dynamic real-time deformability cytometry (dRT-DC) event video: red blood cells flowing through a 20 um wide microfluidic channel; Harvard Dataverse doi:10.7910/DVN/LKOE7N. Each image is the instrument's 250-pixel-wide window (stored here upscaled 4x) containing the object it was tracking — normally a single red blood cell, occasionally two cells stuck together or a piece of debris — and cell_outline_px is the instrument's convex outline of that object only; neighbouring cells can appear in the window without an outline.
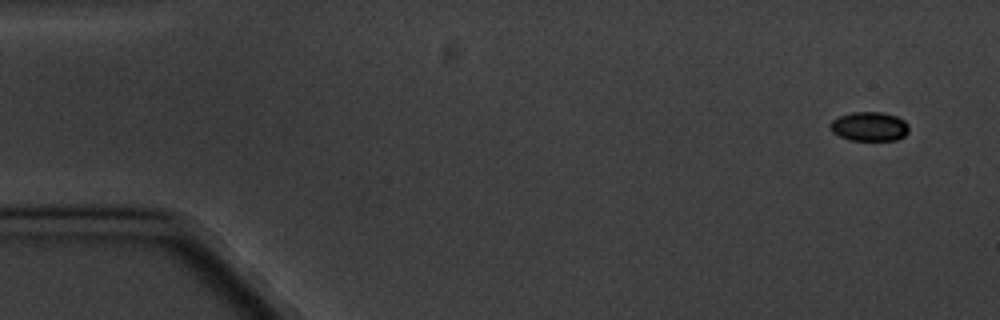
{"species": "common noctule bat (a hibernating species)", "species_latin": "Nyctalus noctula", "temperature_condition": "cold", "stored_images_in_passage": 16, "camera_frame_rate_fps": 3000, "um_per_image_px": 0.085, "animal": {"sex": "male", "body_mass_g": 20.1, "forearm_length_mm": 53.5}, "frame": {"image": 1, "passage_image": 1, "time_ms": 0.0, "image_size_px": [1000, 320], "cell_outline_px": [[908, 132], [904, 136], [896, 140], [848, 140], [832, 132], [828, 124], [832, 120], [840, 116], [852, 112], [880, 112], [896, 116], [904, 120], [908, 124]], "centroid_in_image_um": [73.88, 10.75], "position_along_channel_um": 11.1, "area_um2": 13.41}}
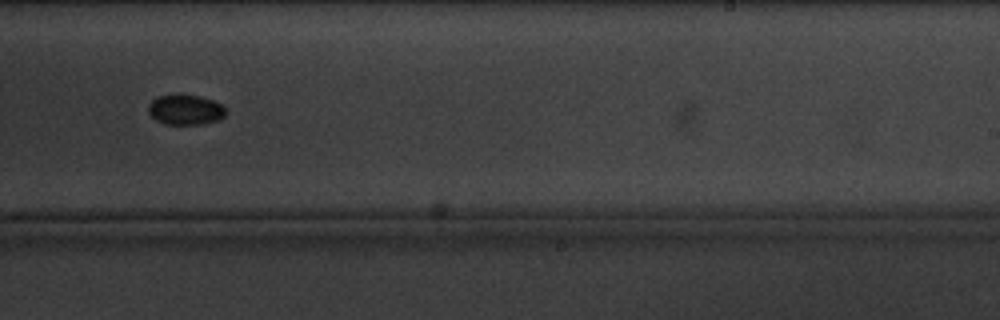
{"frame": {"image": 2, "passage_image": 10, "time_ms": 11.333, "image_size_px": [1000, 320], "cell_outline_px": [[224, 116], [220, 120], [200, 124], [164, 124], [156, 120], [148, 112], [148, 104], [152, 100], [160, 96], [176, 92], [180, 92], [200, 96], [212, 100], [220, 104], [224, 108]], "centroid_in_image_um": [15.72, 9.29], "position_along_channel_um": 273.3, "area_um2": 13.87}}
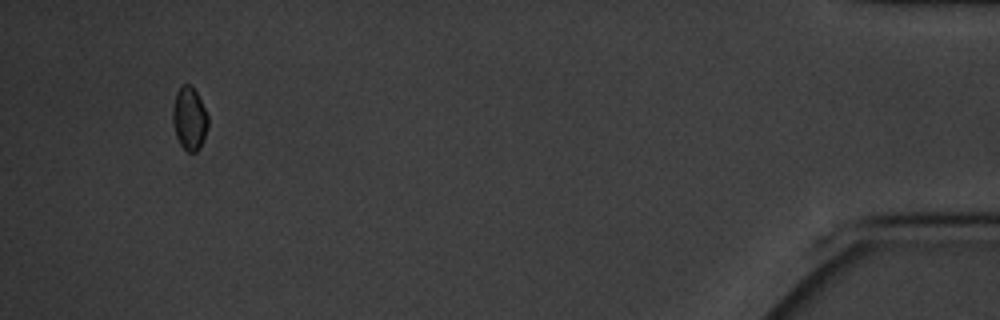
{"frame": {"image": 3, "passage_image": 15, "time_ms": 18.0, "image_size_px": [1000, 320], "cell_outline_px": [[208, 124], [204, 140], [200, 148], [196, 152], [188, 152], [180, 144], [176, 136], [172, 120], [172, 108], [176, 92], [184, 84], [188, 84], [196, 92], [208, 116]], "centroid_in_image_um": [16.09, 10.11], "position_along_channel_um": 419.1, "area_um2": 12.89}, "authors_computed_cell_mechanics": {"area_um2": 13.5252, "velocity_mm_per_s": 3.314, "shape_relaxation_time_tau1_ms": 3.5822, "shape_relaxation_time_tau2_ms": null, "deformation_change_tau1": 0.0537, "deformation_change_tau2": null}}